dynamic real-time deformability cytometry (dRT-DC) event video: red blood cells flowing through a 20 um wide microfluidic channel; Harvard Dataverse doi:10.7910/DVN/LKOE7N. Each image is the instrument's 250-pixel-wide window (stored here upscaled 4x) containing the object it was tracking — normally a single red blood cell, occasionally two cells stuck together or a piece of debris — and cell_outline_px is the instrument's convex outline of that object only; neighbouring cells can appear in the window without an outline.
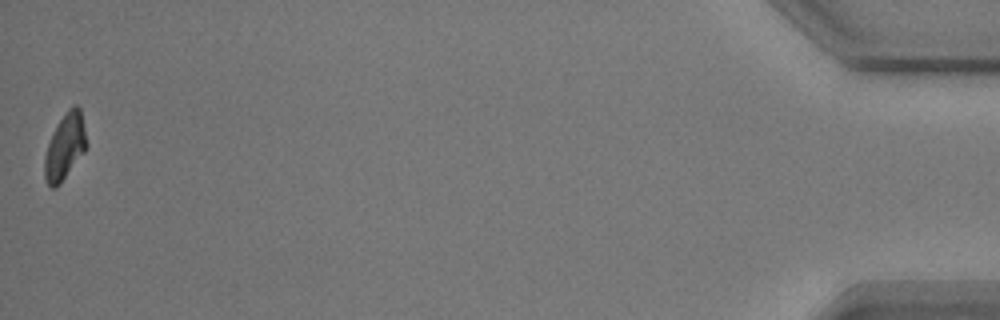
{"species": "common noctule bat (a hibernating species)", "species_latin": "Nyctalus noctula", "temperature_condition": "warm", "stored_images_in_passage": 55, "camera_frame_rate_fps": 3000, "um_per_image_px": 0.085, "animal": {"sex": "male", "body_mass_g": 17.9}, "frame": {"image": 1, "passage_image": 55, "time_ms": 18.0, "image_size_px": [1000, 320], "cell_outline_px": [[88, 144], [84, 152], [60, 184], [56, 188], [52, 188], [48, 184], [44, 176], [44, 156], [48, 144], [60, 120], [68, 108], [72, 104], [76, 104], [80, 108]], "centroid_in_image_um": [5.53, 12.47], "position_along_channel_um": 429.7, "area_um2": 16.01}, "authors_computed_cell_mechanics": {"area_um2": 18.785, "velocity_mm_per_s": 3.5123, "shape_relaxation_time_tau1_ms": 4.1976, "shape_relaxation_time_tau2_ms": null, "deformation_change_tau1": 0.1354, "deformation_change_tau2": null}}